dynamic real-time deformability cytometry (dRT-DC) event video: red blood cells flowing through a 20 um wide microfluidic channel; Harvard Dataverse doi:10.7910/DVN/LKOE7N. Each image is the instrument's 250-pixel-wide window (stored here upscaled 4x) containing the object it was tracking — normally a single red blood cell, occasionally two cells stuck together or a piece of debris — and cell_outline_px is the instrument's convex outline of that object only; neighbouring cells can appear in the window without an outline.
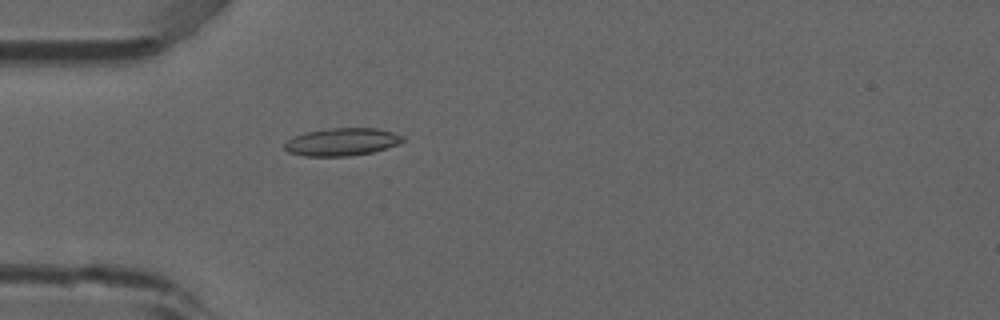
{"species": "common noctule bat (a hibernating species)", "species_latin": "Nyctalus noctula", "temperature_condition": "room temperature", "stored_images_in_passage": 53, "camera_frame_rate_fps": 3000, "um_per_image_px": 0.085, "animal": {"sex": "male", "forearm_length_mm": 52.5}, "frame": {"image": 1, "passage_image": 16, "time_ms": 5.0, "image_size_px": [1000, 320], "cell_outline_px": [[404, 140], [396, 144], [372, 152], [348, 156], [304, 156], [288, 152], [284, 148], [284, 144], [292, 136], [304, 132], [332, 128], [376, 128], [392, 132], [404, 136]], "centroid_in_image_um": [29.01, 12.05], "position_along_channel_um": 56.0, "area_um2": 18.96}}
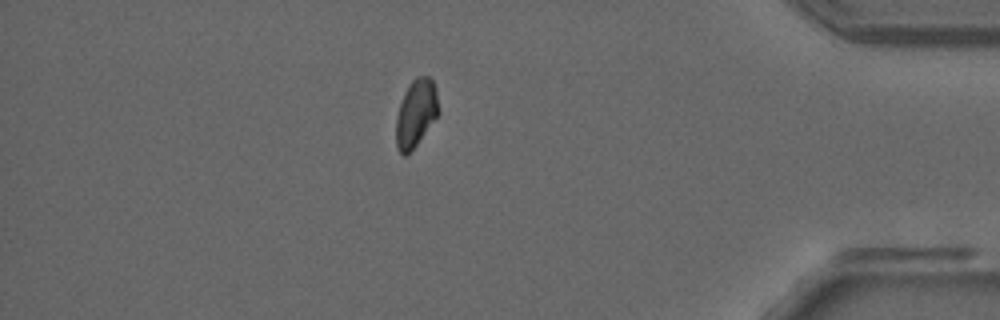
{"frame": {"image": 2, "passage_image": 46, "time_ms": 15.0, "image_size_px": [1000, 320], "cell_outline_px": [[440, 112], [416, 144], [404, 156], [396, 148], [396, 116], [404, 92], [412, 80], [416, 76], [428, 76], [432, 80], [436, 88], [440, 108]], "centroid_in_image_um": [35.36, 9.58], "position_along_channel_um": 399.8, "area_um2": 16.65}}
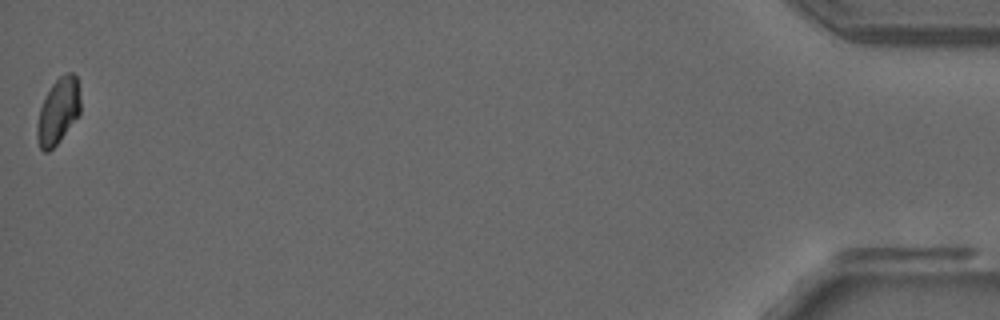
{"frame": {"image": 3, "passage_image": 53, "time_ms": 17.333, "image_size_px": [1000, 320], "cell_outline_px": [[80, 112], [60, 140], [48, 152], [44, 152], [40, 148], [36, 136], [36, 124], [40, 108], [52, 84], [60, 76], [68, 72], [72, 72], [76, 76], [80, 96]], "centroid_in_image_um": [4.93, 9.45], "position_along_channel_um": 430.3, "area_um2": 16.42}}